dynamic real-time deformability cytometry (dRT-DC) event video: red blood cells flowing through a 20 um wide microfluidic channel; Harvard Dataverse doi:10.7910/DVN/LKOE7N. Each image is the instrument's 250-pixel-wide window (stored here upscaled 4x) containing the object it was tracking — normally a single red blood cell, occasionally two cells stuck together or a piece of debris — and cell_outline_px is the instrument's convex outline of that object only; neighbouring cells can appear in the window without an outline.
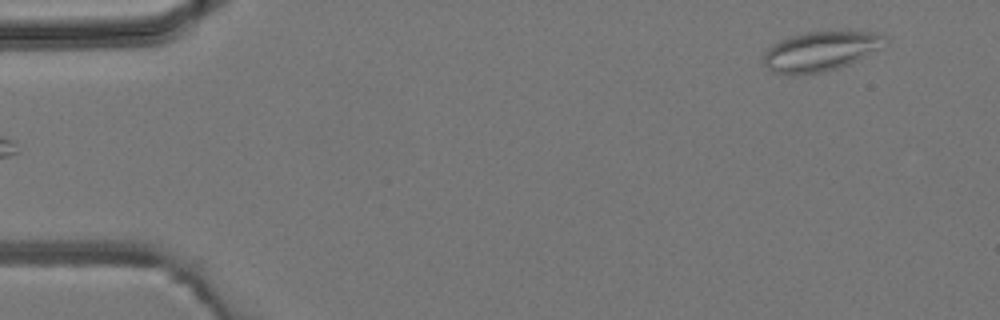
{"species": "common noctule bat (a hibernating species)", "species_latin": "Nyctalus noctula", "temperature_condition": "room temperature", "stored_images_in_passage": 3, "camera_frame_rate_fps": 3000, "um_per_image_px": 0.085, "animal": {"sex": "male", "body_mass_g": 19.2, "forearm_length_mm": 51.8}, "frame": {"image": 1, "passage_image": 1, "time_ms": 0.0, "image_size_px": [1000, 320], "cell_outline_px": [[888, 44], [884, 48], [840, 68], [820, 72], [772, 72], [764, 64], [764, 56], [768, 48], [772, 44], [780, 40], [804, 32], [848, 28], [880, 32], [888, 36]], "centroid_in_image_um": [69.94, 4.25], "position_along_channel_um": 15.1, "area_um2": 28.84}}